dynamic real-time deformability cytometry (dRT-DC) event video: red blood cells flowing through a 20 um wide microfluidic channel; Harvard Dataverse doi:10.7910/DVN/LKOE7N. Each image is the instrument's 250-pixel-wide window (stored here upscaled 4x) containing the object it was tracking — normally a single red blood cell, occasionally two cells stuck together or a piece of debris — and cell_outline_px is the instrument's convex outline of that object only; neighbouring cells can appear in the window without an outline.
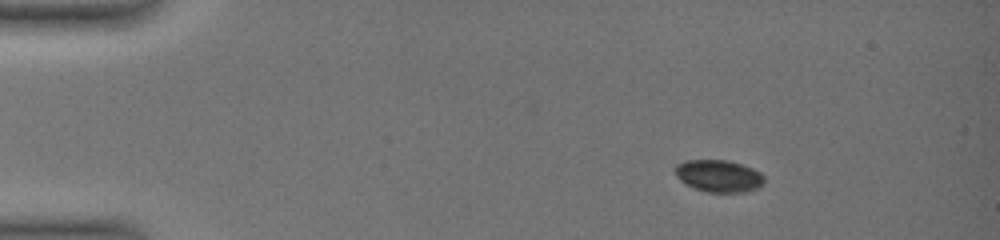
{"species": "common noctule bat (a hibernating species)", "species_latin": "Nyctalus noctula", "temperature_condition": "warm", "stored_images_in_passage": 43, "camera_frame_rate_fps": 3000, "um_per_image_px": 0.085, "animal": {"sex": "female", "body_mass_g": 19.0, "forearm_length_mm": 51.5}, "frame": {"image": 1, "passage_image": 1, "time_ms": 0.0, "image_size_px": [1000, 240], "cell_outline_px": [[764, 180], [756, 188], [744, 192], [708, 192], [692, 188], [684, 184], [676, 176], [672, 168], [676, 164], [684, 160], [728, 160], [752, 168], [760, 172], [764, 176]], "centroid_in_image_um": [61.01, 14.95], "position_along_channel_um": 24.0, "area_um2": 16.82}}
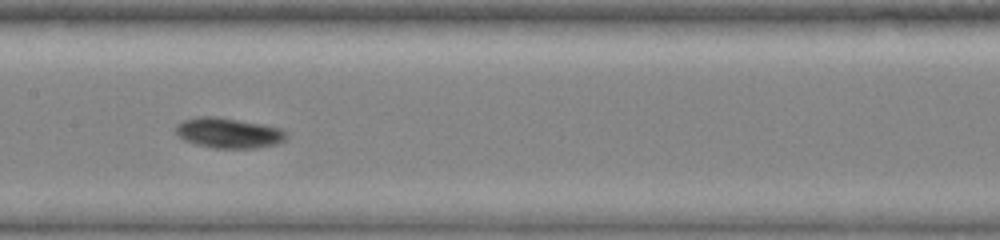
{"frame": {"image": 2, "passage_image": 21, "time_ms": 6.667, "image_size_px": [1000, 240], "cell_outline_px": [[288, 136], [284, 140], [276, 144], [256, 148], [216, 148], [196, 144], [184, 140], [176, 132], [176, 124], [184, 120], [196, 116], [220, 116], [280, 128], [288, 132]], "centroid_in_image_um": [19.44, 11.29], "position_along_channel_um": 188.0, "area_um2": 19.54}}
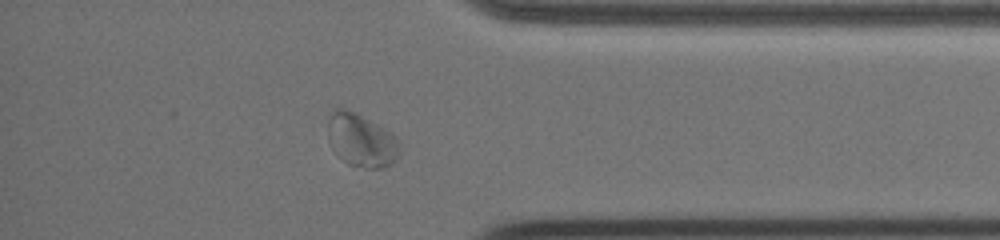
{"frame": {"image": 3, "passage_image": 38, "time_ms": 12.333, "image_size_px": [1000, 240], "cell_outline_px": [[400, 148], [396, 156], [388, 164], [380, 168], [368, 168], [348, 164], [332, 148], [328, 140], [328, 116], [332, 108], [344, 108], [392, 132], [396, 136], [400, 144]], "centroid_in_image_um": [30.67, 11.89], "position_along_channel_um": 404.5, "area_um2": 21.85}}